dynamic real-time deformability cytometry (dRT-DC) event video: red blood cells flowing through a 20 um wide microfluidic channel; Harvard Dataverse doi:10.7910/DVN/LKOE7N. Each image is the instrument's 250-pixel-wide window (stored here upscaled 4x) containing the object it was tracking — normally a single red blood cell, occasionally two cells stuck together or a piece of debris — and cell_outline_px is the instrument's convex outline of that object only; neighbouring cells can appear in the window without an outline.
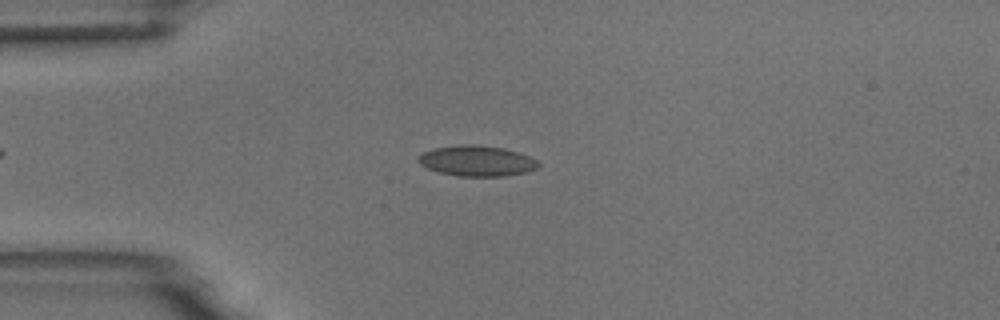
{"species": "common noctule bat (a hibernating species)", "species_latin": "Nyctalus noctula", "temperature_condition": "room temperature", "stored_images_in_passage": 7, "camera_frame_rate_fps": 3000, "um_per_image_px": 0.085, "animal": {"sex": "male", "body_mass_g": 18.8}, "frame": {"image": 1, "passage_image": 5, "time_ms": 4.333, "image_size_px": [1000, 320], "cell_outline_px": [[540, 164], [536, 168], [528, 172], [504, 176], [460, 176], [440, 172], [428, 168], [420, 164], [416, 160], [424, 152], [436, 148], [460, 144], [476, 144], [504, 148], [528, 156], [536, 160]], "centroid_in_image_um": [40.54, 13.67], "position_along_channel_um": 44.5, "area_um2": 21.21}}
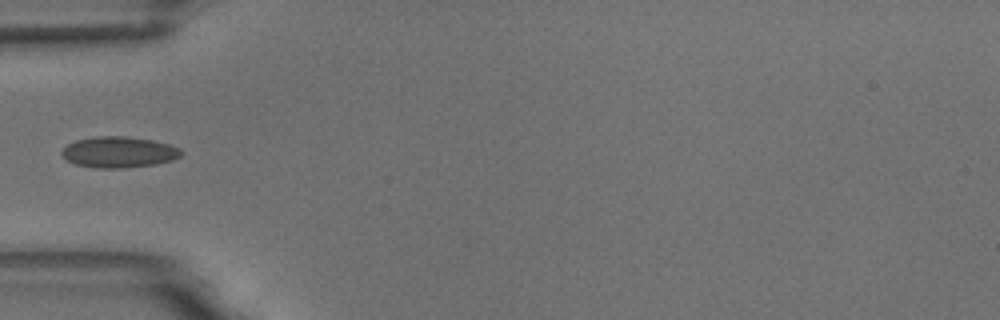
{"frame": {"image": 2, "passage_image": 6, "time_ms": 5.667, "image_size_px": [1000, 320], "cell_outline_px": [[184, 152], [180, 156], [172, 160], [156, 164], [120, 168], [100, 168], [76, 164], [68, 160], [60, 152], [68, 144], [76, 140], [100, 136], [124, 136], [152, 140], [168, 144], [180, 148]], "centroid_in_image_um": [10.13, 12.93], "position_along_channel_um": 74.9, "area_um2": 21.33}}